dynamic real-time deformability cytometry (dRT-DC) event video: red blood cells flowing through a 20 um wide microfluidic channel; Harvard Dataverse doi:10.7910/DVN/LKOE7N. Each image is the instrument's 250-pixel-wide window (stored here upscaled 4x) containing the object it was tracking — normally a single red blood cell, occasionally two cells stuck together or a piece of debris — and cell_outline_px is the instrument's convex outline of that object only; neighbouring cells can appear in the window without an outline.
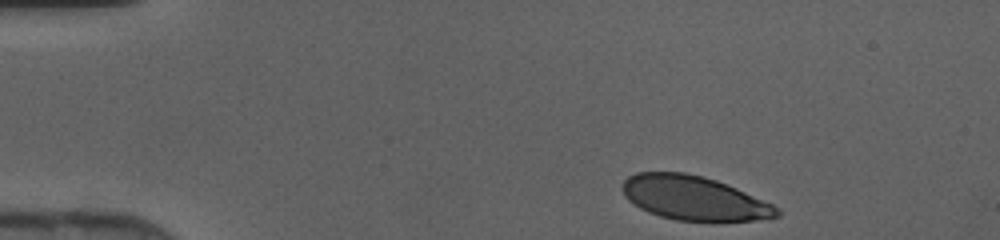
{"species": "human", "species_latin": "Homo sapiens", "temperature_condition": "cold", "stored_images_in_passage": 36, "camera_frame_rate_fps": 3000, "um_per_image_px": 0.085, "donor": {"sex": "female"}, "frame": {"image": 1, "passage_image": 1, "time_ms": 0.0, "image_size_px": [1000, 240], "cell_outline_px": [[780, 216], [756, 220], [676, 220], [660, 216], [648, 212], [640, 208], [628, 200], [624, 196], [624, 180], [628, 176], [636, 172], [684, 172], [716, 180], [736, 188], [772, 204], [780, 208]], "centroid_in_image_um": [58.97, 16.83], "position_along_channel_um": 26.0, "area_um2": 39.25}}
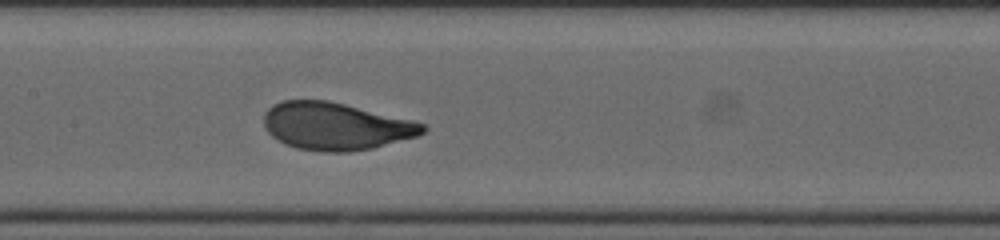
{"frame": {"image": 2, "passage_image": 17, "time_ms": 5.333, "image_size_px": [1000, 240], "cell_outline_px": [[428, 128], [424, 132], [416, 136], [372, 148], [348, 152], [320, 152], [296, 148], [284, 144], [272, 136], [264, 128], [264, 112], [272, 104], [284, 100], [328, 100], [424, 124]], "centroid_in_image_um": [28.46, 10.74], "position_along_channel_um": 178.9, "area_um2": 43.64}}
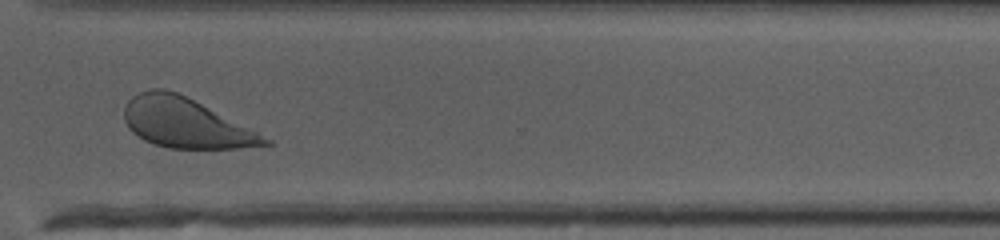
{"frame": {"image": 3, "passage_image": 29, "time_ms": 9.333, "image_size_px": [1000, 240], "cell_outline_px": [[272, 144], [236, 148], [168, 148], [144, 140], [132, 132], [128, 128], [124, 120], [124, 108], [128, 100], [132, 96], [140, 92], [152, 88], [164, 88], [176, 92], [272, 140]], "centroid_in_image_um": [15.69, 10.45], "position_along_channel_um": 354.9, "area_um2": 39.82}}